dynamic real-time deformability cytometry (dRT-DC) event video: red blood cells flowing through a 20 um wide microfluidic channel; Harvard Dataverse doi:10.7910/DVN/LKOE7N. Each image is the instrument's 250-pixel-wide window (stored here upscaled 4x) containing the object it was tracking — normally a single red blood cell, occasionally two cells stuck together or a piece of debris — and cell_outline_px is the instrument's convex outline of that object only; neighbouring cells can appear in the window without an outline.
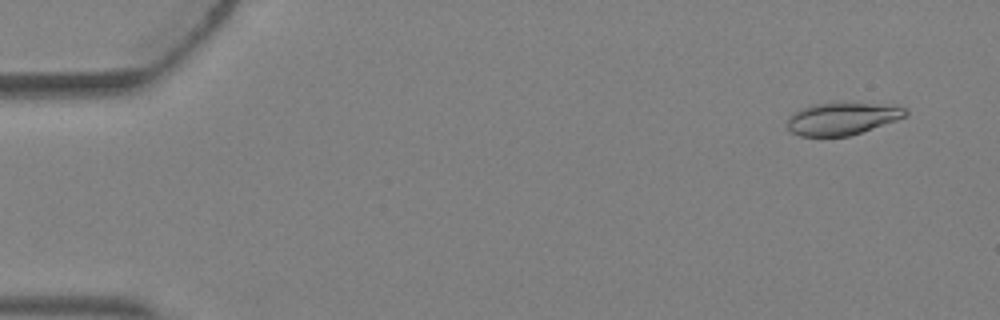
{"species": "Egyptian fruit bat (a non-hibernating species)", "species_latin": "Rousettus aegyptiacus", "temperature_condition": "warm", "stored_images_in_passage": 4, "camera_frame_rate_fps": 3000, "um_per_image_px": 0.085, "animal": {"sex": "female"}, "frame": {"image": 1, "passage_image": 1, "time_ms": 0.0, "image_size_px": [1000, 320], "cell_outline_px": [[908, 116], [848, 136], [800, 136], [792, 132], [788, 128], [788, 116], [792, 112], [808, 104], [832, 100], [900, 104], [908, 108]], "centroid_in_image_um": [71.63, 10.0], "position_along_channel_um": 13.4, "area_um2": 23.58}}